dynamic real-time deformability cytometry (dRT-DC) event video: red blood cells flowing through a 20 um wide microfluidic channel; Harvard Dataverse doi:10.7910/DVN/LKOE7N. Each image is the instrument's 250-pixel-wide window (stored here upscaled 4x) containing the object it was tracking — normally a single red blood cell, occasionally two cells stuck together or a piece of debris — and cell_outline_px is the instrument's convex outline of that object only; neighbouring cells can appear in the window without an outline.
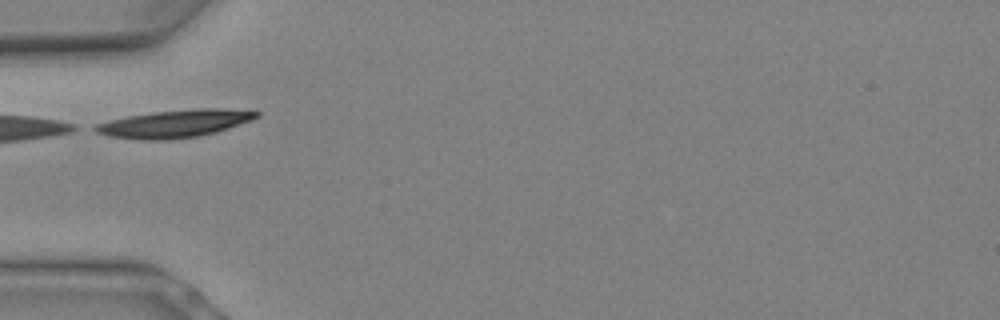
{"species": "Egyptian fruit bat (a non-hibernating species)", "species_latin": "Rousettus aegyptiacus", "temperature_condition": "warm", "stored_images_in_passage": 5, "camera_frame_rate_fps": 3000, "um_per_image_px": 0.085, "animal": {"sex": "female"}, "frame": {"image": 1, "passage_image": 4, "time_ms": 1.0, "image_size_px": [1000, 320], "cell_outline_px": [[260, 116], [252, 120], [216, 132], [200, 136], [168, 140], [140, 140], [108, 136], [96, 132], [88, 128], [96, 124], [128, 116], [152, 112], [200, 108], [220, 108], [260, 112]], "centroid_in_image_um": [14.82, 10.52], "position_along_channel_um": 70.2, "area_um2": 26.01}}